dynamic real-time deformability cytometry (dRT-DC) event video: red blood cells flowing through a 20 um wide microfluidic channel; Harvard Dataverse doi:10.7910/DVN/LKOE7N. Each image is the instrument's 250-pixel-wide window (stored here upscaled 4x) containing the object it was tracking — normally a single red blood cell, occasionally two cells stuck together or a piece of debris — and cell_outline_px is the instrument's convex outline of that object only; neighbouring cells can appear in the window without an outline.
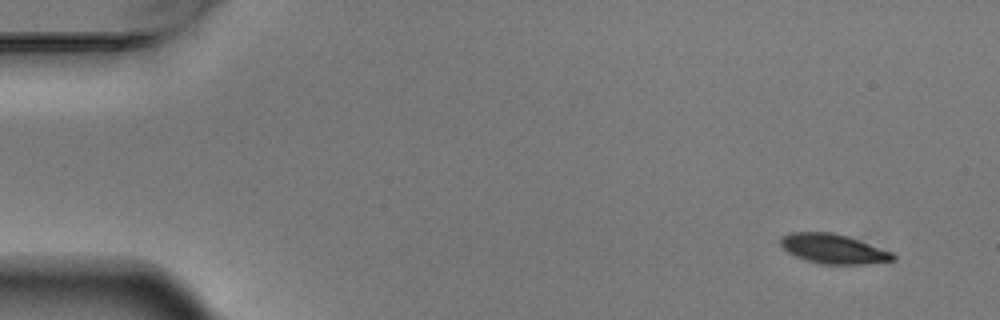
{"species": "Egyptian fruit bat (a non-hibernating species)", "species_latin": "Rousettus aegyptiacus", "temperature_condition": "warm", "stored_images_in_passage": 7, "camera_frame_rate_fps": 3000, "um_per_image_px": 0.085, "animal": {"sex": "male"}, "frame": {"image": 1, "passage_image": 1, "time_ms": 0.0, "image_size_px": [1000, 320], "cell_outline_px": [[896, 260], [864, 264], [820, 264], [796, 256], [788, 252], [780, 244], [780, 236], [788, 232], [832, 232], [848, 236], [892, 252], [896, 256]], "centroid_in_image_um": [70.82, 21.14], "position_along_channel_um": 14.2, "area_um2": 19.36}}
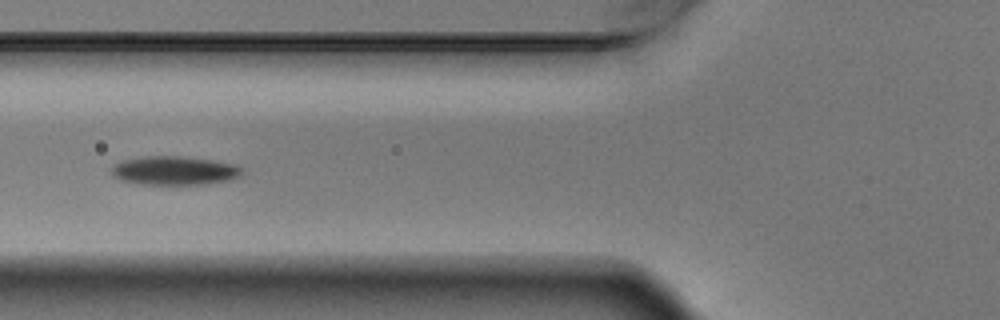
{"frame": {"image": 2, "passage_image": 6, "time_ms": 1.667, "image_size_px": [1000, 320], "cell_outline_px": [[244, 172], [240, 176], [232, 180], [204, 184], [136, 184], [120, 180], [112, 176], [112, 164], [124, 160], [144, 156], [180, 156], [216, 160], [240, 164], [244, 168]], "centroid_in_image_um": [14.89, 14.49], "position_along_channel_um": 110.9, "area_um2": 22.43}}
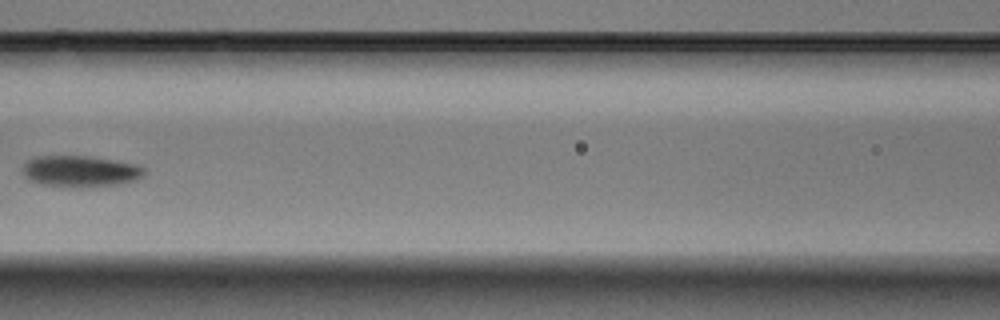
{"frame": {"image": 3, "passage_image": 7, "time_ms": 2.0, "image_size_px": [1000, 320], "cell_outline_px": [[144, 176], [136, 180], [116, 184], [40, 184], [28, 180], [20, 172], [20, 168], [28, 160], [36, 156], [88, 156], [136, 164], [144, 168]], "centroid_in_image_um": [6.76, 14.5], "position_along_channel_um": 159.8, "area_um2": 21.27}}